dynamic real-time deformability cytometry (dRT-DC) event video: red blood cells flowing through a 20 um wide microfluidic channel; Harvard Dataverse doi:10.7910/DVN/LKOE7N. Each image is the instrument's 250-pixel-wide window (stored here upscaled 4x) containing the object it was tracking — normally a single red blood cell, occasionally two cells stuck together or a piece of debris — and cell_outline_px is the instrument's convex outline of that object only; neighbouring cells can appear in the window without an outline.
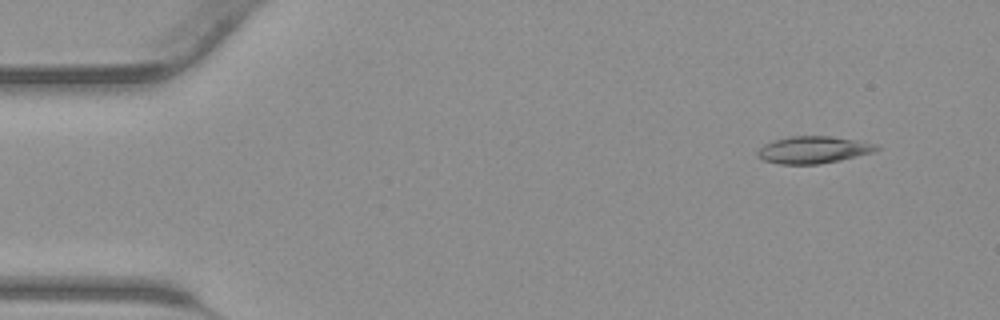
{"species": "common noctule bat (a hibernating species)", "species_latin": "Nyctalus noctula", "temperature_condition": "warm", "stored_images_in_passage": 43, "camera_frame_rate_fps": 3000, "um_per_image_px": 0.085, "animal": {"sex": "male", "body_mass_g": 23.1, "forearm_length_mm": 52.7}, "frame": {"image": 1, "passage_image": 4, "time_ms": 1.0, "image_size_px": [1000, 320], "cell_outline_px": [[880, 148], [872, 152], [840, 160], [820, 164], [780, 164], [764, 160], [756, 156], [756, 152], [764, 144], [788, 136], [828, 136], [856, 140], [880, 144]], "centroid_in_image_um": [69.13, 12.73], "position_along_channel_um": 15.9, "area_um2": 18.73}}
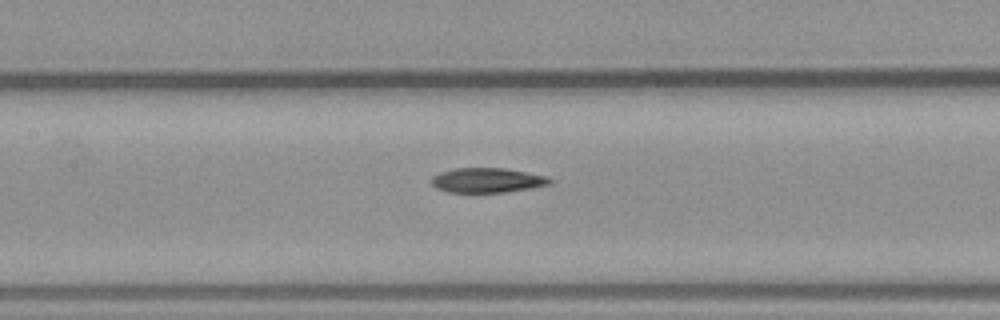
{"frame": {"image": 2, "passage_image": 20, "time_ms": 6.333, "image_size_px": [1000, 320], "cell_outline_px": [[552, 184], [504, 192], [448, 192], [436, 188], [432, 184], [432, 176], [440, 172], [456, 168], [504, 168], [548, 176], [552, 180]], "centroid_in_image_um": [41.41, 15.32], "position_along_channel_um": 166.0, "area_um2": 16.94}}
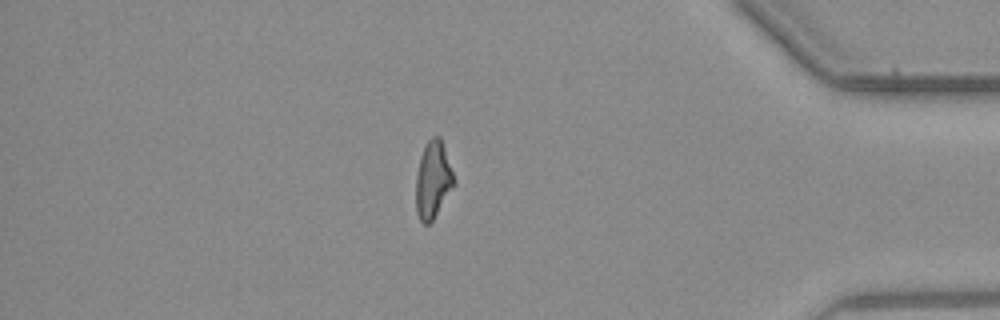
{"frame": {"image": 3, "passage_image": 37, "time_ms": 12.0, "image_size_px": [1000, 320], "cell_outline_px": [[456, 184], [432, 220], [428, 224], [424, 224], [420, 220], [416, 212], [416, 176], [420, 156], [428, 140], [432, 136], [440, 136], [456, 180]], "centroid_in_image_um": [36.81, 15.28], "position_along_channel_um": 398.4, "area_um2": 17.11}}